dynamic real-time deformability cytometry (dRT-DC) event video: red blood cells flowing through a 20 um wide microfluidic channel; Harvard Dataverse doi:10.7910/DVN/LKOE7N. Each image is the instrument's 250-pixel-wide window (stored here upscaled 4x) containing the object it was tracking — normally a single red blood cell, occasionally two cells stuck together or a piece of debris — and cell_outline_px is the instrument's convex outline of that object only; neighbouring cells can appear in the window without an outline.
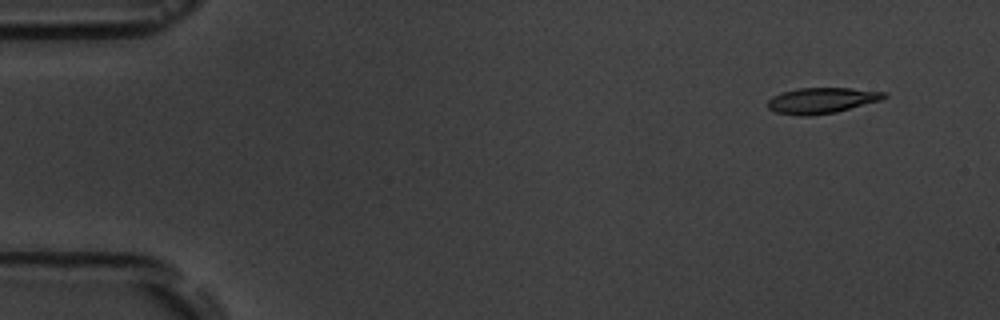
{"species": "common noctule bat (a hibernating species)", "species_latin": "Nyctalus noctula", "temperature_condition": "room temperature", "stored_images_in_passage": 4, "camera_frame_rate_fps": 3000, "um_per_image_px": 0.085, "animal": {"sex": "male", "body_mass_g": 19.5, "forearm_length_mm": 54.6}, "frame": {"image": 1, "passage_image": 1, "time_ms": 0.0, "image_size_px": [1000, 320], "cell_outline_px": [[888, 96], [880, 100], [836, 112], [808, 116], [800, 116], [776, 112], [768, 108], [768, 100], [772, 96], [784, 92], [800, 88], [852, 88], [888, 92]], "centroid_in_image_um": [69.87, 8.54], "position_along_channel_um": 15.1, "area_um2": 17.4}}
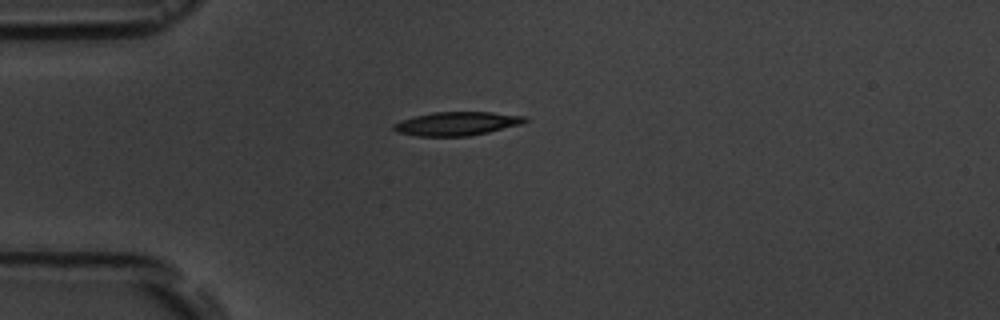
{"frame": {"image": 2, "passage_image": 4, "time_ms": 3.333, "image_size_px": [1000, 320], "cell_outline_px": [[528, 120], [520, 124], [488, 132], [468, 136], [416, 136], [396, 132], [392, 128], [392, 124], [400, 120], [432, 112], [492, 112], [524, 116]], "centroid_in_image_um": [38.77, 10.51], "position_along_channel_um": 46.2, "area_um2": 18.03}}